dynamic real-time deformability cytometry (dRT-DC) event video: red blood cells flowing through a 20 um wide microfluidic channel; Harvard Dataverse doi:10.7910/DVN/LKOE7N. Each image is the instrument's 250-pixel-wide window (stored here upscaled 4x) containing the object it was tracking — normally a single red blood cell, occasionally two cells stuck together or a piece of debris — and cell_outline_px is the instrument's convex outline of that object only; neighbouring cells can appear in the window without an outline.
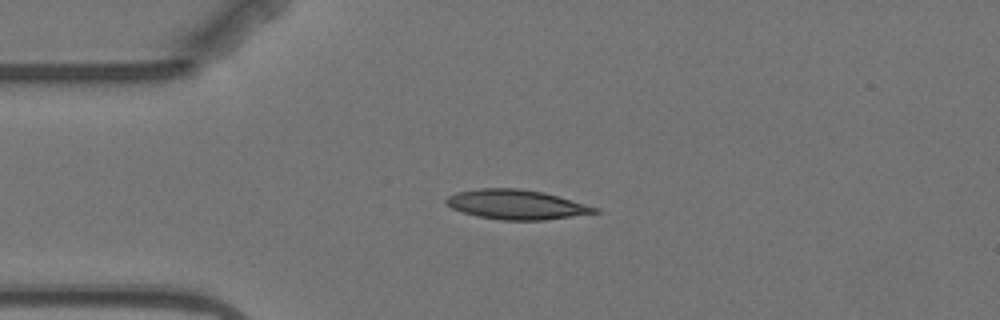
{"species": "Egyptian fruit bat (a non-hibernating species)", "species_latin": "Rousettus aegyptiacus", "temperature_condition": "warm", "stored_images_in_passage": 4, "camera_frame_rate_fps": 3000, "um_per_image_px": 0.085, "animal": {"sex": "female"}, "frame": {"image": 1, "passage_image": 3, "time_ms": 2.333, "image_size_px": [1000, 320], "cell_outline_px": [[600, 212], [544, 220], [500, 220], [476, 216], [452, 208], [444, 204], [444, 200], [448, 196], [456, 192], [480, 188], [516, 188], [544, 192], [600, 208]], "centroid_in_image_um": [43.87, 17.38], "position_along_channel_um": 41.1, "area_um2": 25.66}}